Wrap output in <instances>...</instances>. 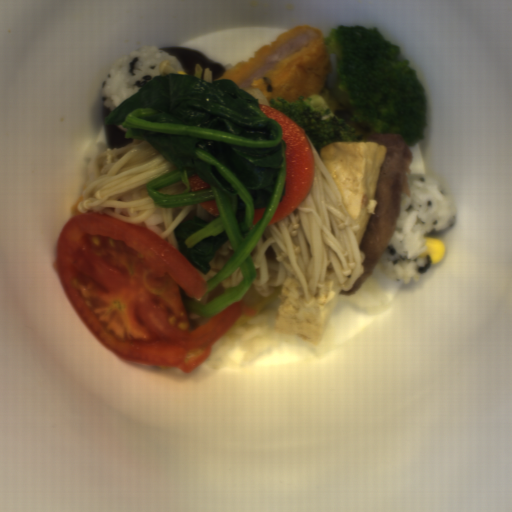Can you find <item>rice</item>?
<instances>
[{
  "label": "rice",
  "mask_w": 512,
  "mask_h": 512,
  "mask_svg": "<svg viewBox=\"0 0 512 512\" xmlns=\"http://www.w3.org/2000/svg\"><path fill=\"white\" fill-rule=\"evenodd\" d=\"M278 287H271L270 296H262L253 286L243 296L254 315L242 313L234 325L212 344L208 365L231 370L252 363L277 348H289L306 342L291 333L273 331L276 307L283 301L277 296ZM239 301V302H240Z\"/></svg>",
  "instance_id": "2"
},
{
  "label": "rice",
  "mask_w": 512,
  "mask_h": 512,
  "mask_svg": "<svg viewBox=\"0 0 512 512\" xmlns=\"http://www.w3.org/2000/svg\"><path fill=\"white\" fill-rule=\"evenodd\" d=\"M336 343H337V334H336L331 316L329 314L327 316L325 333H324L318 347H315L314 345L313 346L317 350V352L320 354L326 350H329V349L335 347Z\"/></svg>",
  "instance_id": "5"
},
{
  "label": "rice",
  "mask_w": 512,
  "mask_h": 512,
  "mask_svg": "<svg viewBox=\"0 0 512 512\" xmlns=\"http://www.w3.org/2000/svg\"><path fill=\"white\" fill-rule=\"evenodd\" d=\"M326 280H331L332 286L335 289V297L347 302L348 304L370 311L379 312L386 302V297L381 289V286L372 273L361 285L358 292L350 295L340 293V285L336 277L332 264L327 267Z\"/></svg>",
  "instance_id": "4"
},
{
  "label": "rice",
  "mask_w": 512,
  "mask_h": 512,
  "mask_svg": "<svg viewBox=\"0 0 512 512\" xmlns=\"http://www.w3.org/2000/svg\"><path fill=\"white\" fill-rule=\"evenodd\" d=\"M186 74L176 58L159 46L129 51L110 67L102 82L103 106L114 110L155 75Z\"/></svg>",
  "instance_id": "3"
},
{
  "label": "rice",
  "mask_w": 512,
  "mask_h": 512,
  "mask_svg": "<svg viewBox=\"0 0 512 512\" xmlns=\"http://www.w3.org/2000/svg\"><path fill=\"white\" fill-rule=\"evenodd\" d=\"M410 197L401 193L400 219L377 263L379 272L407 284L418 281L430 266L424 257L425 237L454 222L456 210L442 186L429 175L407 174Z\"/></svg>",
  "instance_id": "1"
}]
</instances>
